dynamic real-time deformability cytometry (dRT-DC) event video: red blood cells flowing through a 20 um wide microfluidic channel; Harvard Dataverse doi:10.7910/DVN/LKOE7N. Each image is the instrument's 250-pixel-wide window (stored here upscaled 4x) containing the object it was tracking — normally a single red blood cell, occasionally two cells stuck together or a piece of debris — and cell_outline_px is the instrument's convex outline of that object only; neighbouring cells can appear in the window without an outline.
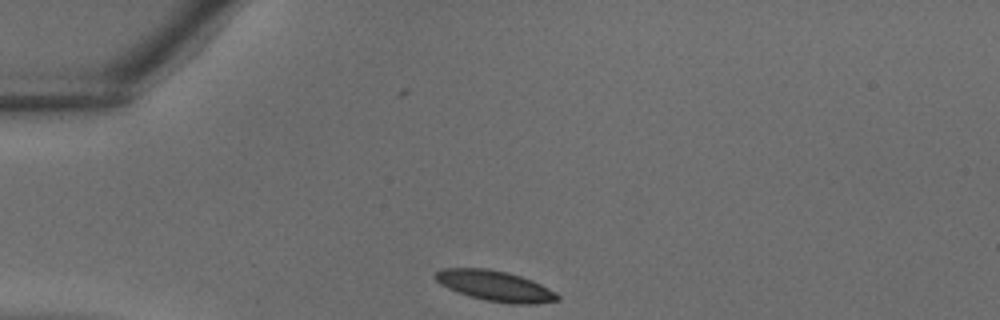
{"species": "common noctule bat (a hibernating species)", "species_latin": "Nyctalus noctula", "temperature_condition": "warm", "stored_images_in_passage": 29, "camera_frame_rate_fps": 3000, "um_per_image_px": 0.085, "animal": {"sex": "male", "body_mass_g": 18.8}, "frame": {"image": 1, "passage_image": 1, "time_ms": 0.0, "image_size_px": [1000, 320], "cell_outline_px": [[560, 300], [528, 304], [512, 304], [484, 300], [448, 288], [440, 284], [432, 276], [440, 268], [488, 268], [508, 272], [532, 280], [556, 292], [560, 296]], "centroid_in_image_um": [42.07, 24.29], "position_along_channel_um": 42.9, "area_um2": 21.62}}
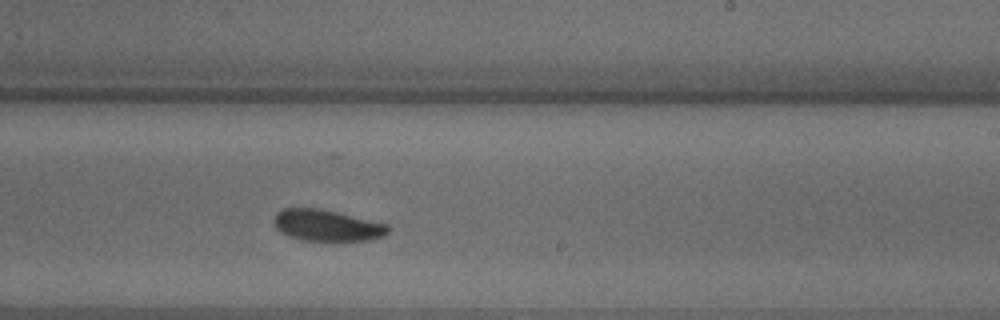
{"frame": {"image": 2, "passage_image": 15, "time_ms": 4.667, "image_size_px": [1000, 320], "cell_outline_px": [[388, 232], [384, 236], [368, 240], [300, 240], [288, 236], [280, 232], [276, 228], [272, 220], [276, 212], [284, 208], [316, 208], [336, 212], [388, 224]], "centroid_in_image_um": [27.73, 19.16], "position_along_channel_um": 261.3, "area_um2": 20.75}}
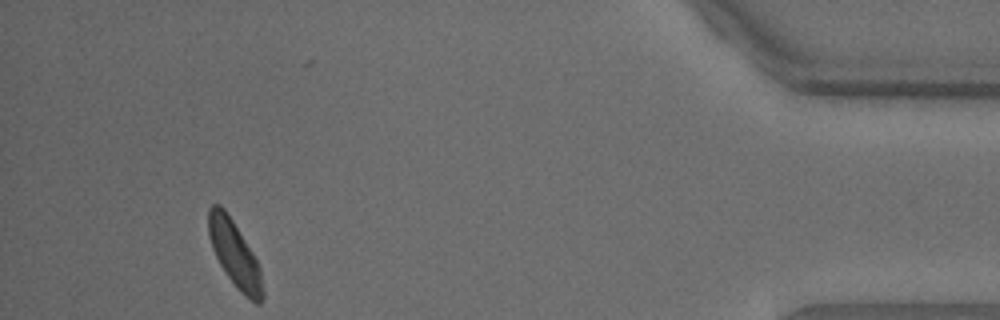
{"frame": {"image": 3, "passage_image": 27, "time_ms": 8.667, "image_size_px": [1000, 320], "cell_outline_px": [[264, 300], [260, 304], [256, 304], [244, 296], [240, 292], [228, 276], [220, 264], [212, 248], [208, 236], [208, 208], [212, 204], [220, 204], [224, 208], [232, 220], [252, 252], [260, 268], [264, 292]], "centroid_in_image_um": [19.95, 21.62], "position_along_channel_um": 415.3, "area_um2": 20.75}}